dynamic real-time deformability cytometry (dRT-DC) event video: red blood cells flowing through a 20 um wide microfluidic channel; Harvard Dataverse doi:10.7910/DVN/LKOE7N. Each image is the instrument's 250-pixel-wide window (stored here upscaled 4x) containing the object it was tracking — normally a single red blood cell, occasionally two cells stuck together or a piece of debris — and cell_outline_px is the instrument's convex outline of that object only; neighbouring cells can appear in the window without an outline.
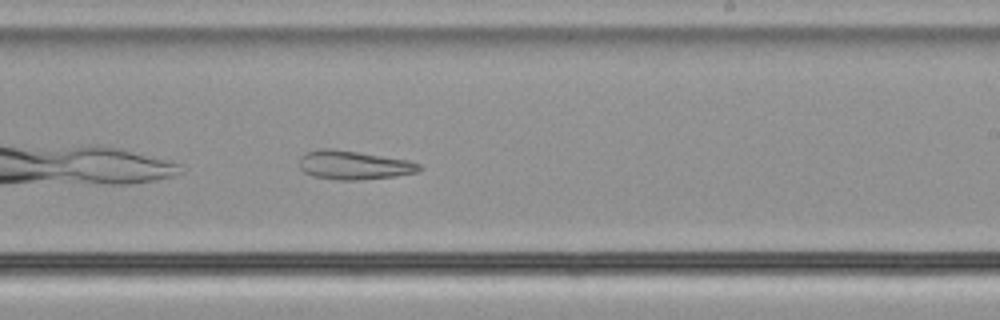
{"species": "common noctule bat (a hibernating species)", "species_latin": "Nyctalus noctula", "temperature_condition": "cold", "stored_images_in_passage": 35, "camera_frame_rate_fps": 3000, "um_per_image_px": 0.085, "animal": {"sex": "male", "body_mass_g": 21.5, "forearm_length_mm": 52.0}, "frame": {"image": 1, "passage_image": 16, "time_ms": 5.0, "image_size_px": [1000, 320], "cell_outline_px": [[424, 168], [420, 172], [396, 176], [360, 180], [336, 180], [312, 176], [304, 172], [300, 168], [300, 156], [304, 152], [320, 148], [332, 148], [408, 160], [420, 164]], "centroid_in_image_um": [30.07, 14.03], "position_along_channel_um": 258.9, "area_um2": 20.4}}